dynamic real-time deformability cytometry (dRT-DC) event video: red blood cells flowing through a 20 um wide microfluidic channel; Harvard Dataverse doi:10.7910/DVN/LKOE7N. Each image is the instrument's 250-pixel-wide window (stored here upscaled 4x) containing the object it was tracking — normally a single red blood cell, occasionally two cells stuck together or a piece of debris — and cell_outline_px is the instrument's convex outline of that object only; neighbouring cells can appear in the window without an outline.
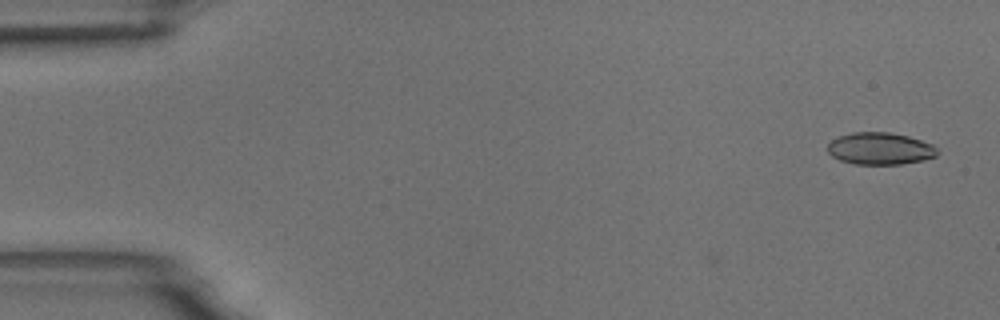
{"species": "common noctule bat (a hibernating species)", "species_latin": "Nyctalus noctula", "temperature_condition": "room temperature", "stored_images_in_passage": 4, "camera_frame_rate_fps": 3000, "um_per_image_px": 0.085, "animal": {"sex": "male", "body_mass_g": 18.8}, "frame": {"image": 1, "passage_image": 1, "time_ms": 0.0, "image_size_px": [1000, 320], "cell_outline_px": [[936, 156], [924, 160], [900, 164], [856, 164], [840, 160], [832, 156], [828, 152], [828, 144], [832, 140], [840, 136], [852, 132], [888, 132], [908, 136], [932, 144], [936, 148]], "centroid_in_image_um": [74.8, 12.63], "position_along_channel_um": 10.2, "area_um2": 20.35}}
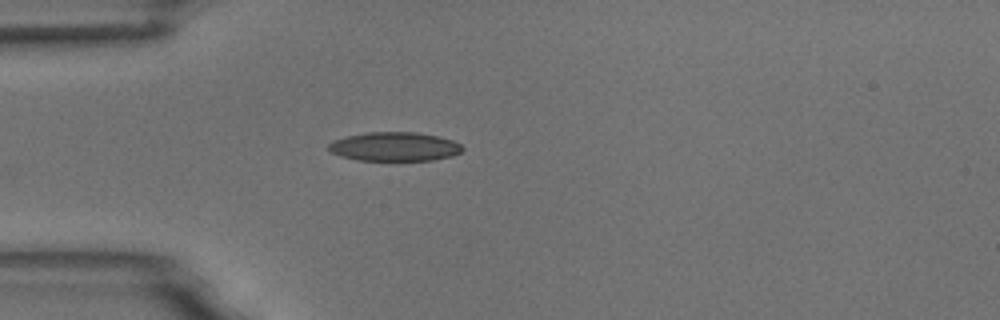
{"frame": {"image": 2, "passage_image": 4, "time_ms": 4.333, "image_size_px": [1000, 320], "cell_outline_px": [[464, 148], [460, 152], [452, 156], [432, 160], [356, 160], [340, 156], [332, 152], [328, 148], [328, 144], [332, 140], [348, 136], [368, 132], [416, 132], [440, 136], [452, 140], [460, 144]], "centroid_in_image_um": [33.54, 12.46], "position_along_channel_um": 51.5, "area_um2": 22.6}}